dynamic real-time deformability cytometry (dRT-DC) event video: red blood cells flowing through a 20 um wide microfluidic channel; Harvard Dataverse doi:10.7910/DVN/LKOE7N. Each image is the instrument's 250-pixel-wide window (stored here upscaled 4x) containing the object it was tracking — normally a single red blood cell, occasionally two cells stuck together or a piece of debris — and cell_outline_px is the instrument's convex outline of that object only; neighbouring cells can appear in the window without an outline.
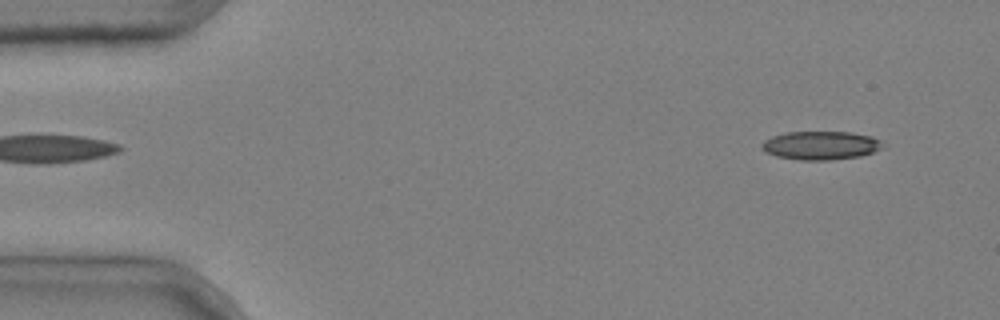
{"species": "common noctule bat (a hibernating species)", "species_latin": "Nyctalus noctula", "temperature_condition": "cold", "stored_images_in_passage": 5, "camera_frame_rate_fps": 3000, "um_per_image_px": 0.085, "animal": {"sex": "male", "body_mass_g": 20.4}, "frame": {"image": 1, "passage_image": 1, "time_ms": 0.0, "image_size_px": [1000, 320], "cell_outline_px": [[884, 148], [860, 156], [832, 160], [800, 160], [776, 156], [764, 152], [760, 148], [760, 144], [764, 140], [772, 136], [784, 132], [852, 132], [872, 136], [880, 140], [884, 144]], "centroid_in_image_um": [69.74, 12.36], "position_along_channel_um": 15.3, "area_um2": 20.4}}
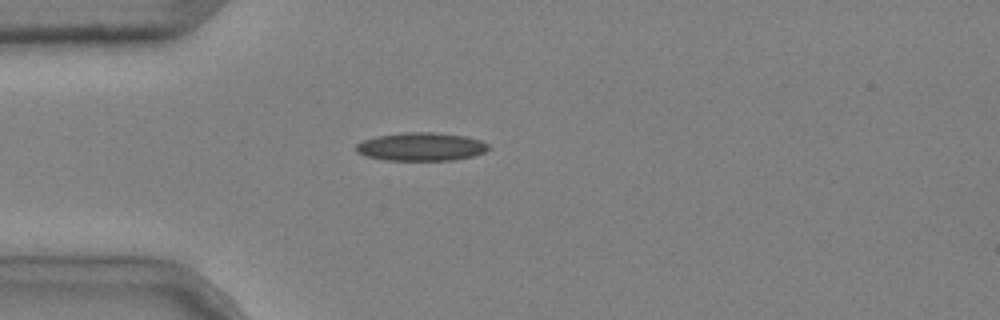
{"frame": {"image": 2, "passage_image": 4, "time_ms": 1.0, "image_size_px": [1000, 320], "cell_outline_px": [[492, 148], [484, 152], [472, 156], [452, 160], [384, 160], [364, 156], [356, 152], [356, 144], [364, 140], [376, 136], [404, 132], [432, 132], [464, 136], [480, 140], [488, 144]], "centroid_in_image_um": [35.78, 12.47], "position_along_channel_um": 49.2, "area_um2": 21.85}}